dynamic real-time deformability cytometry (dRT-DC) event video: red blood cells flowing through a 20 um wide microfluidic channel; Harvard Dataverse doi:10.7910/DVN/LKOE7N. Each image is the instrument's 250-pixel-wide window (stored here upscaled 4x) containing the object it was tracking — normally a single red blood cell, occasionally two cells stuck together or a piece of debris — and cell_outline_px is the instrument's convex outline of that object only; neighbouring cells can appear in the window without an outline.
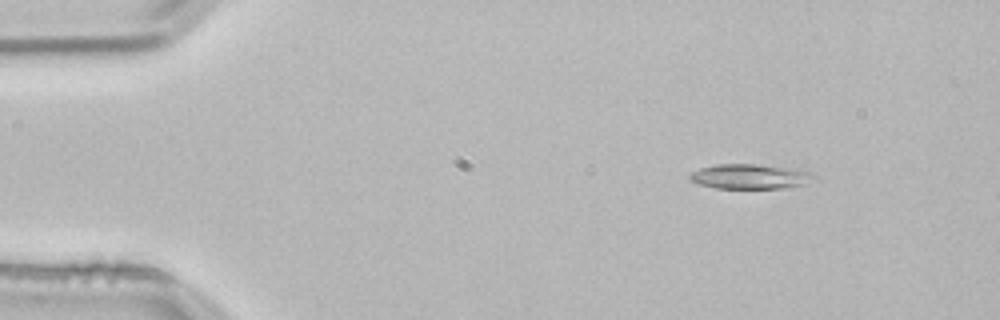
{"species": "common noctule bat (a hibernating species)", "species_latin": "Nyctalus noctula", "temperature_condition": "room temperature", "stored_images_in_passage": 4, "camera_frame_rate_fps": 3000, "um_per_image_px": 0.085, "animal": {"sex": "male", "body_mass_g": 21.5, "forearm_length_mm": 52.0}, "frame": {"image": 1, "passage_image": 2, "time_ms": 0.333, "image_size_px": [1000, 320], "cell_outline_px": [[820, 180], [808, 184], [788, 188], [716, 188], [700, 184], [688, 180], [688, 176], [692, 172], [700, 168], [716, 164], [756, 164], [788, 168], [812, 172]], "centroid_in_image_um": [63.83, 15.01], "position_along_channel_um": 21.2, "area_um2": 18.26}}
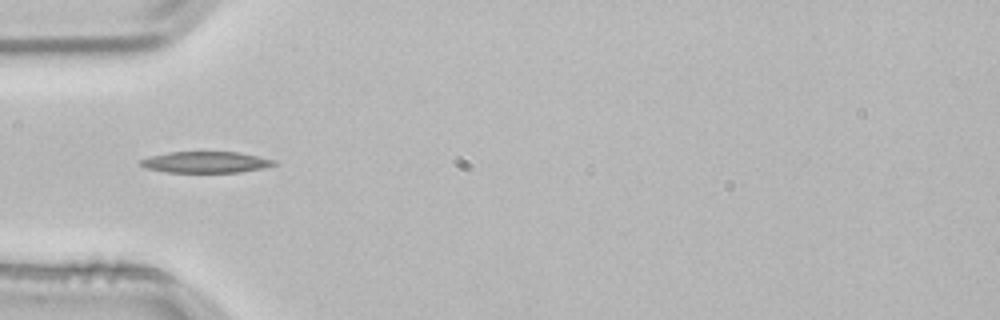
{"frame": {"image": 2, "passage_image": 4, "time_ms": 1.0, "image_size_px": [1000, 320], "cell_outline_px": [[276, 164], [264, 168], [240, 172], [164, 172], [144, 168], [136, 164], [140, 160], [152, 156], [168, 152], [240, 152], [276, 160]], "centroid_in_image_um": [17.46, 13.79], "position_along_channel_um": 67.5, "area_um2": 16.65}}